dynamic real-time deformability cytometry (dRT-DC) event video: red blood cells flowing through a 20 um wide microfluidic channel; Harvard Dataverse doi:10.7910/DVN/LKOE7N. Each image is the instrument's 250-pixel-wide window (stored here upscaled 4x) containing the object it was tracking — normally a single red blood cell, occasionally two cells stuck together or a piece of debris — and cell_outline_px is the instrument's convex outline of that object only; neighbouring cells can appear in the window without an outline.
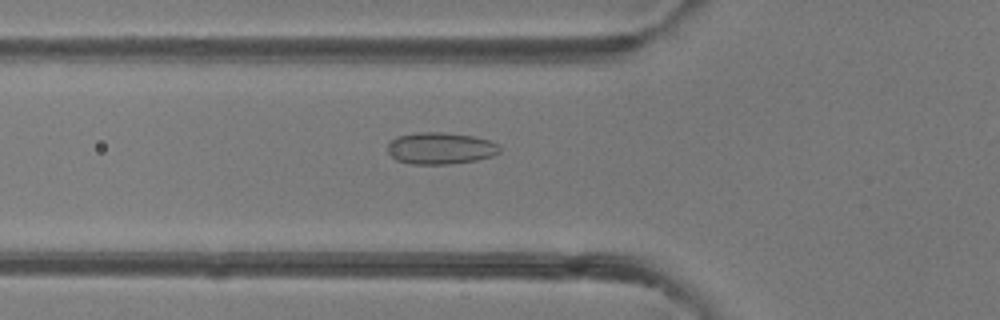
{"species": "common noctule bat (a hibernating species)", "species_latin": "Nyctalus noctula", "temperature_condition": "room temperature", "stored_images_in_passage": 34, "camera_frame_rate_fps": 3000, "um_per_image_px": 0.085, "animal": {"sex": "female"}, "frame": {"image": 1, "passage_image": 2, "time_ms": 0.333, "image_size_px": [1000, 320], "cell_outline_px": [[500, 152], [492, 156], [476, 160], [452, 164], [412, 164], [396, 160], [388, 152], [388, 144], [396, 136], [416, 132], [444, 132], [472, 136], [488, 140], [500, 144]], "centroid_in_image_um": [37.44, 12.6], "position_along_channel_um": 88.4, "area_um2": 20.87}}
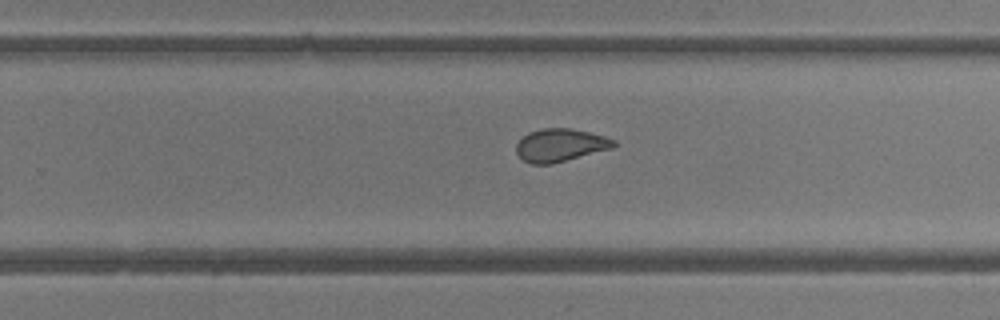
{"frame": {"image": 2, "passage_image": 16, "time_ms": 5.0, "image_size_px": [1000, 320], "cell_outline_px": [[616, 144], [612, 148], [552, 164], [532, 164], [524, 160], [516, 152], [516, 144], [528, 132], [544, 128], [572, 128], [604, 136], [616, 140]], "centroid_in_image_um": [47.62, 12.33], "position_along_channel_um": 282.2, "area_um2": 18.55}}
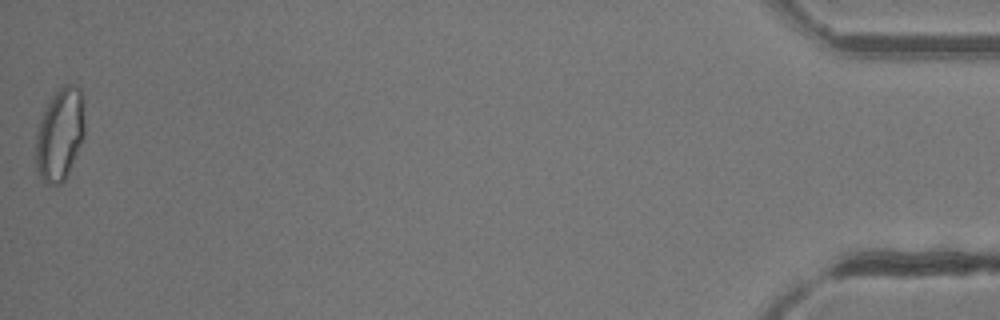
{"frame": {"image": 3, "passage_image": 34, "time_ms": 11.0, "image_size_px": [1000, 320], "cell_outline_px": [[84, 136], [68, 172], [64, 180], [56, 188], [44, 184], [36, 168], [36, 136], [40, 120], [52, 96], [64, 84], [72, 84], [80, 88], [84, 104]], "centroid_in_image_um": [5.09, 11.45], "position_along_channel_um": 430.1, "area_um2": 26.36}}